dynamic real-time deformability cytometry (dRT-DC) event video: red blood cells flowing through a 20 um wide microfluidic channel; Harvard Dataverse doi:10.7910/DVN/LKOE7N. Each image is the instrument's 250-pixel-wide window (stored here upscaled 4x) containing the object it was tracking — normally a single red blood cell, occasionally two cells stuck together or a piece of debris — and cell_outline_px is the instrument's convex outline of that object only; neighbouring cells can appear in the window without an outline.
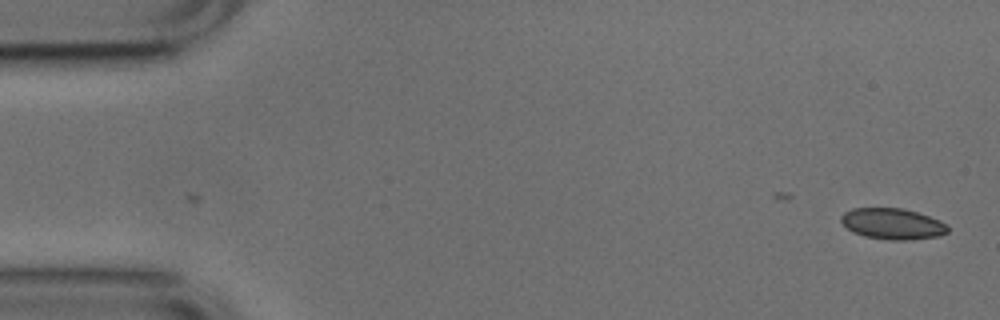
{"species": "common noctule bat (a hibernating species)", "species_latin": "Nyctalus noctula", "temperature_condition": "cold", "stored_images_in_passage": 21, "camera_frame_rate_fps": 3000, "um_per_image_px": 0.085, "animal": {"sex": "male", "body_mass_g": 17.9, "forearm_length_mm": 54.2}, "frame": {"image": 1, "passage_image": 1, "time_ms": 0.0, "image_size_px": [1000, 320], "cell_outline_px": [[948, 232], [940, 236], [912, 240], [888, 240], [864, 236], [852, 232], [840, 220], [840, 216], [844, 212], [852, 208], [904, 208], [940, 220], [948, 224]], "centroid_in_image_um": [75.88, 19.03], "position_along_channel_um": 9.1, "area_um2": 19.48}}
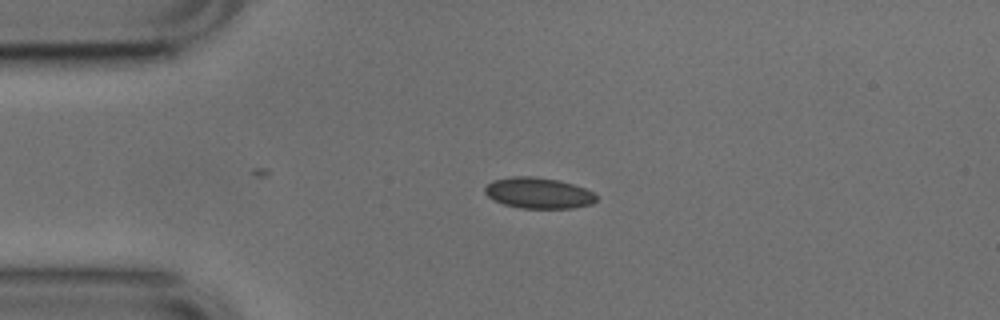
{"frame": {"image": 2, "passage_image": 11, "time_ms": 3.333, "image_size_px": [1000, 320], "cell_outline_px": [[596, 200], [592, 204], [572, 208], [520, 208], [504, 204], [488, 196], [484, 192], [484, 188], [492, 180], [512, 176], [536, 176], [560, 180], [584, 188], [592, 192], [596, 196]], "centroid_in_image_um": [45.76, 16.39], "position_along_channel_um": 39.2, "area_um2": 20.06}}